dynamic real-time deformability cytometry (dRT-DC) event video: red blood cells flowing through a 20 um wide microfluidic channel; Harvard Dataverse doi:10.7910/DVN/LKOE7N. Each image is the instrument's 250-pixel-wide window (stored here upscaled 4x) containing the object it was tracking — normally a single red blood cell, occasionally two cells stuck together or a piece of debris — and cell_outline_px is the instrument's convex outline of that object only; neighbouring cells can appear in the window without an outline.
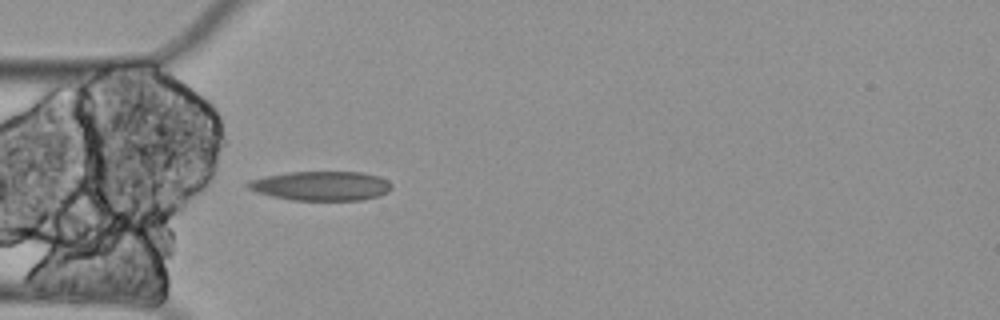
{"species": "Egyptian fruit bat (a non-hibernating species)", "species_latin": "Rousettus aegyptiacus", "temperature_condition": "cold", "stored_images_in_passage": 5, "camera_frame_rate_fps": 3000, "um_per_image_px": 0.085, "animal": {"sex": "female"}, "frame": {"image": 1, "passage_image": 5, "time_ms": 1.333, "image_size_px": [1000, 320], "cell_outline_px": [[392, 188], [388, 192], [380, 196], [360, 200], [292, 200], [272, 196], [256, 192], [248, 188], [244, 184], [248, 180], [288, 172], [364, 172], [380, 176], [388, 180], [392, 184]], "centroid_in_image_um": [27.33, 15.8], "position_along_channel_um": 57.7, "area_um2": 24.74}}